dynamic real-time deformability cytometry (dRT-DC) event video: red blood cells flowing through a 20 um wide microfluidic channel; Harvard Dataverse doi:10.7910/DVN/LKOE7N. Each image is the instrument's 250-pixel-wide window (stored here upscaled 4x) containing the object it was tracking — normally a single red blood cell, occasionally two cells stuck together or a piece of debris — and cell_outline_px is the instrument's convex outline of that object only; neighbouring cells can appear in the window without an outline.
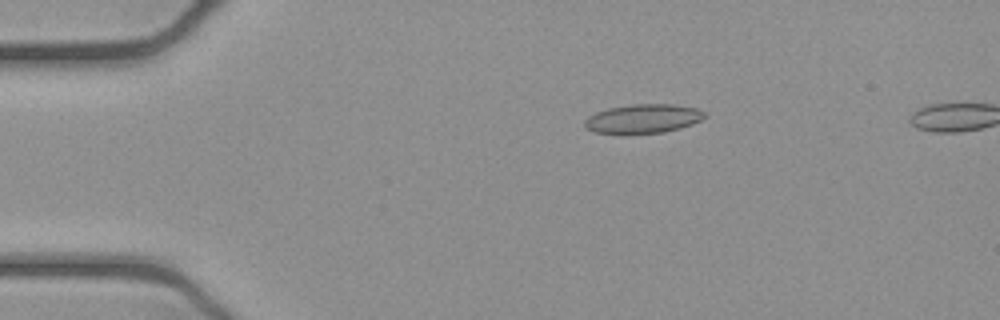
{"species": "common noctule bat (a hibernating species)", "species_latin": "Nyctalus noctula", "temperature_condition": "cold", "stored_images_in_passage": 50, "camera_frame_rate_fps": 3000, "um_per_image_px": 0.085, "animal": {"sex": "female", "body_mass_g": 21.9}, "frame": {"image": 1, "passage_image": 10, "time_ms": 3.0, "image_size_px": [1000, 320], "cell_outline_px": [[708, 116], [692, 124], [680, 128], [664, 132], [620, 136], [596, 132], [584, 128], [584, 120], [588, 116], [596, 112], [608, 108], [632, 104], [672, 104], [696, 108], [708, 112]], "centroid_in_image_um": [54.64, 10.12], "position_along_channel_um": 30.4, "area_um2": 21.04}}
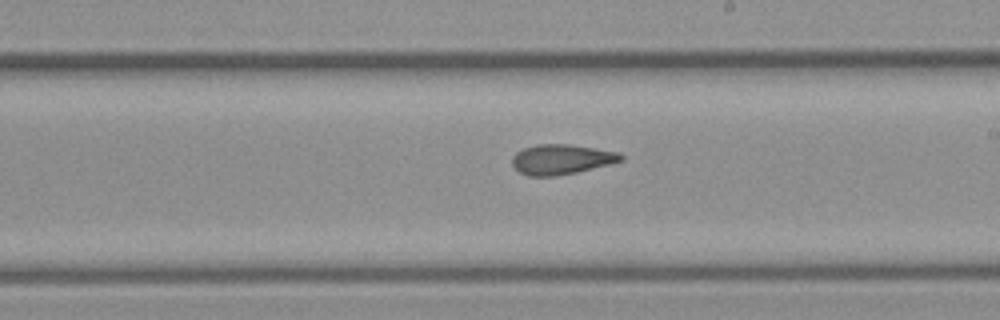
{"frame": {"image": 2, "passage_image": 30, "time_ms": 9.667, "image_size_px": [1000, 320], "cell_outline_px": [[624, 160], [612, 164], [576, 172], [556, 176], [528, 176], [520, 172], [512, 164], [512, 156], [516, 152], [524, 148], [536, 144], [568, 144], [620, 152], [624, 156]], "centroid_in_image_um": [47.74, 13.54], "position_along_channel_um": 241.3, "area_um2": 19.13}}
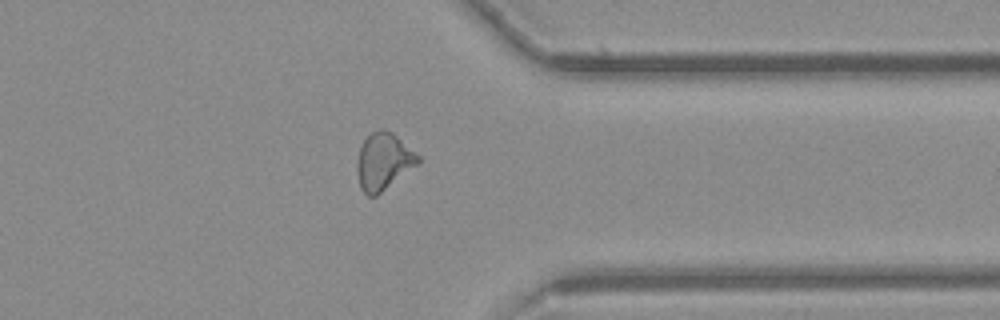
{"frame": {"image": 3, "passage_image": 41, "time_ms": 13.333, "image_size_px": [1000, 320], "cell_outline_px": [[420, 164], [376, 196], [368, 196], [360, 188], [356, 172], [356, 164], [360, 148], [364, 140], [372, 132], [380, 128], [384, 128], [392, 132], [420, 156]], "centroid_in_image_um": [32.6, 13.73], "position_along_channel_um": 378.8, "area_um2": 20.46}}